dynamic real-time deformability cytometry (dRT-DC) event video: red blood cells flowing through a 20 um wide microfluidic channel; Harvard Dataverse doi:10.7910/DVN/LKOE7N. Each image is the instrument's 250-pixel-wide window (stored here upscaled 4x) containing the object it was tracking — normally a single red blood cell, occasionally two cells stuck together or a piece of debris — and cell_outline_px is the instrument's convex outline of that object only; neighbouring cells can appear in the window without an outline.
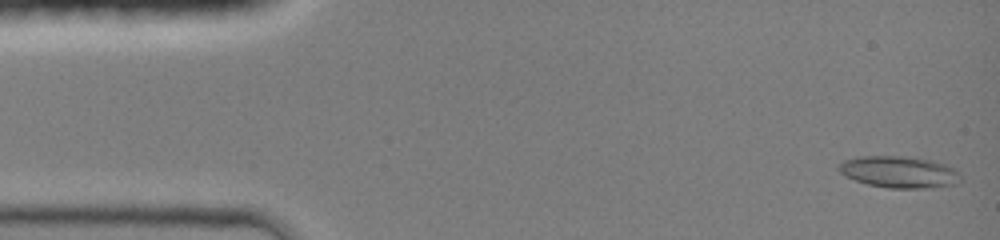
{"species": "common noctule bat (a hibernating species)", "species_latin": "Nyctalus noctula", "temperature_condition": "room temperature", "stored_images_in_passage": 7, "segment_of_instrument_passage": [1, 2], "camera_frame_rate_fps": 3000, "um_per_image_px": 0.085, "animal": {"sex": "female", "body_mass_g": 19.0, "forearm_length_mm": 51.5}, "frame": {"image": 1, "passage_image": 1, "time_ms": 0.0, "image_size_px": [1000, 240], "cell_outline_px": [[964, 180], [960, 184], [928, 188], [888, 188], [868, 184], [844, 176], [836, 168], [844, 160], [856, 156], [908, 156], [932, 160], [956, 168], [960, 172]], "centroid_in_image_um": [76.5, 14.62], "position_along_channel_um": 8.5, "area_um2": 23.0}}
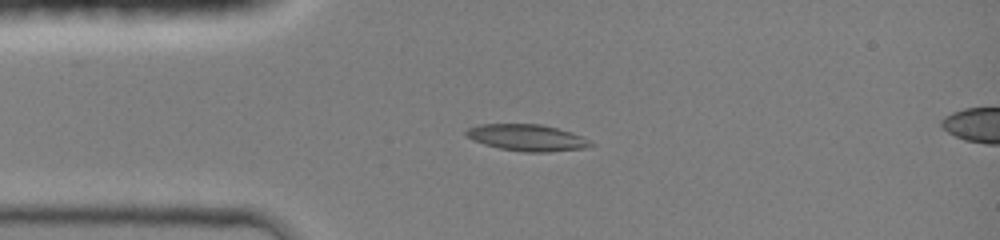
{"frame": {"image": 2, "passage_image": 5, "time_ms": 3.0, "image_size_px": [1000, 240], "cell_outline_px": [[596, 144], [584, 148], [548, 152], [524, 152], [500, 148], [484, 144], [472, 140], [464, 132], [468, 128], [480, 124], [540, 124], [572, 132]], "centroid_in_image_um": [44.79, 11.7], "position_along_channel_um": 40.2, "area_um2": 19.13}}